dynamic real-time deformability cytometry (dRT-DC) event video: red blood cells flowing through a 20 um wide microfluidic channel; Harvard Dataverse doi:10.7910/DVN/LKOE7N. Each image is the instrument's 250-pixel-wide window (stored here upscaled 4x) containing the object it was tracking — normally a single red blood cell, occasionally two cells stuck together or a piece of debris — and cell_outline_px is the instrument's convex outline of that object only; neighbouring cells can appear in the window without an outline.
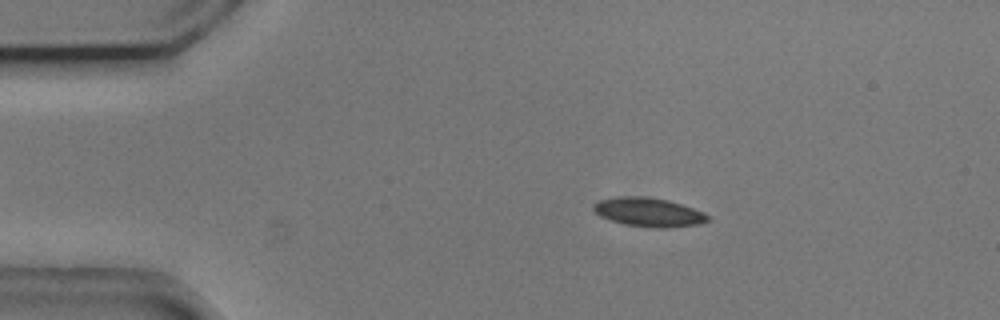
{"species": "common noctule bat (a hibernating species)", "species_latin": "Nyctalus noctula", "temperature_condition": "cold", "stored_images_in_passage": 53, "camera_frame_rate_fps": 3000, "um_per_image_px": 0.085, "animal": {"sex": "male", "body_mass_g": 20.5, "forearm_length_mm": 52.5}, "frame": {"image": 1, "passage_image": 9, "time_ms": 2.667, "image_size_px": [1000, 320], "cell_outline_px": [[712, 216], [708, 220], [700, 224], [668, 228], [656, 228], [624, 224], [600, 216], [592, 208], [592, 204], [596, 200], [620, 196], [644, 196], [668, 200], [704, 212]], "centroid_in_image_um": [55.13, 18.03], "position_along_channel_um": 29.9, "area_um2": 19.36}}
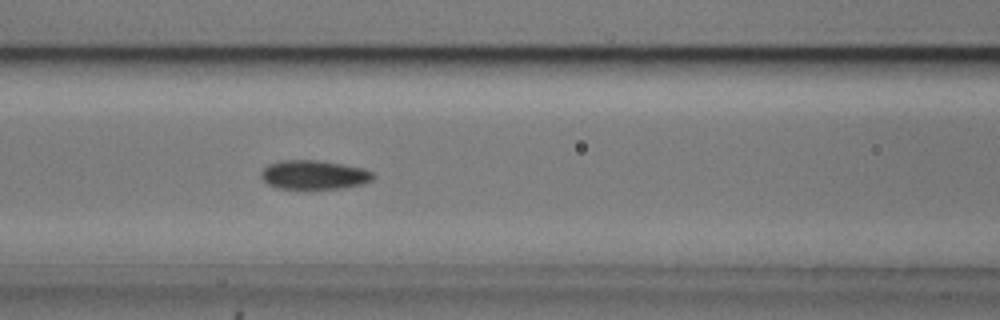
{"frame": {"image": 2, "passage_image": 22, "time_ms": 7.0, "image_size_px": [1000, 320], "cell_outline_px": [[376, 176], [372, 180], [364, 184], [340, 188], [276, 188], [268, 184], [260, 176], [260, 172], [268, 164], [280, 160], [316, 160], [364, 168], [372, 172]], "centroid_in_image_um": [26.69, 14.85], "position_along_channel_um": 139.9, "area_um2": 18.9}}
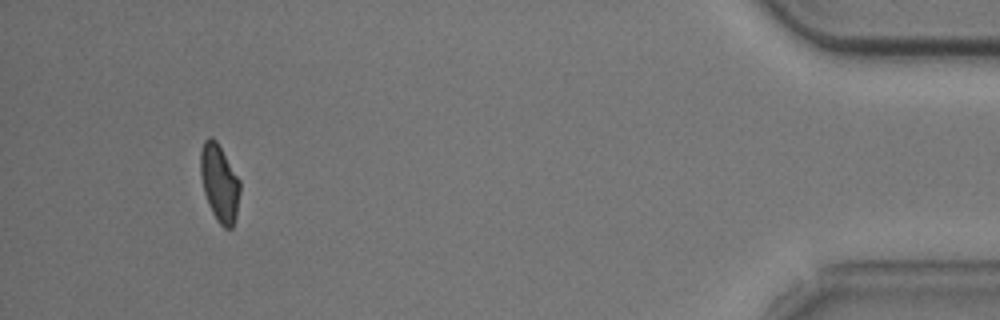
{"frame": {"image": 3, "passage_image": 50, "time_ms": 16.333, "image_size_px": [1000, 320], "cell_outline_px": [[240, 192], [236, 216], [232, 228], [224, 228], [216, 220], [208, 204], [204, 192], [200, 176], [200, 152], [204, 140], [208, 136], [212, 136], [216, 140], [240, 180]], "centroid_in_image_um": [18.64, 15.54], "position_along_channel_um": 416.6, "area_um2": 17.86}, "authors_computed_cell_mechanics": {"area_um2": 18.6694, "velocity_mm_per_s": 3.7042, "shape_relaxation_time_tau1_ms": null, "shape_relaxation_time_tau2_ms": 3.8045, "deformation_change_tau1": null, "deformation_change_tau2": 0.0932}}